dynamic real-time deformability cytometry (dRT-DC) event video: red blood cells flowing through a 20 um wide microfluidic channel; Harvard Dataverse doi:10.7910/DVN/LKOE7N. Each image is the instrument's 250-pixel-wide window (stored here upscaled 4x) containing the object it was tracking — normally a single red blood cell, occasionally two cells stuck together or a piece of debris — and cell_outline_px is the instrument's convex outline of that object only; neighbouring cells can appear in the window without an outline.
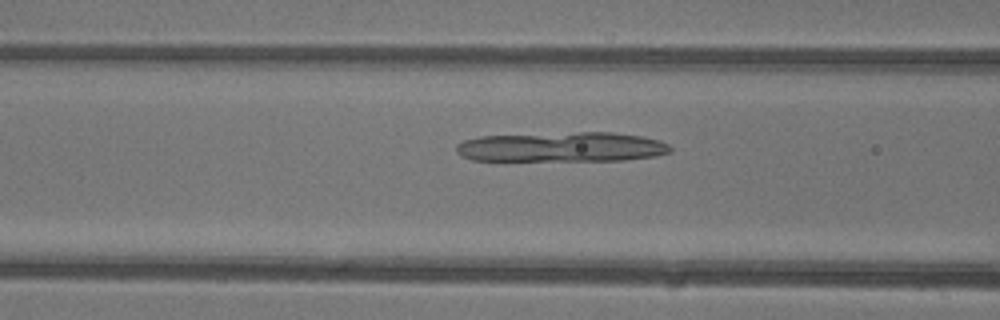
{"species": "common noctule bat (a hibernating species)", "species_latin": "Nyctalus noctula", "temperature_condition": "warm", "stored_images_in_passage": 47, "camera_frame_rate_fps": 3000, "um_per_image_px": 0.085, "animal": {"sex": "female"}, "frame": {"image": 1, "passage_image": 20, "time_ms": 6.333, "image_size_px": [1000, 320], "cell_outline_px": [[672, 152], [656, 156], [624, 160], [472, 160], [460, 156], [456, 152], [456, 144], [464, 140], [480, 136], [580, 132], [612, 132], [640, 136], [660, 140], [668, 144], [672, 148]], "centroid_in_image_um": [47.76, 12.49], "position_along_channel_um": 118.8, "area_um2": 37.22}}
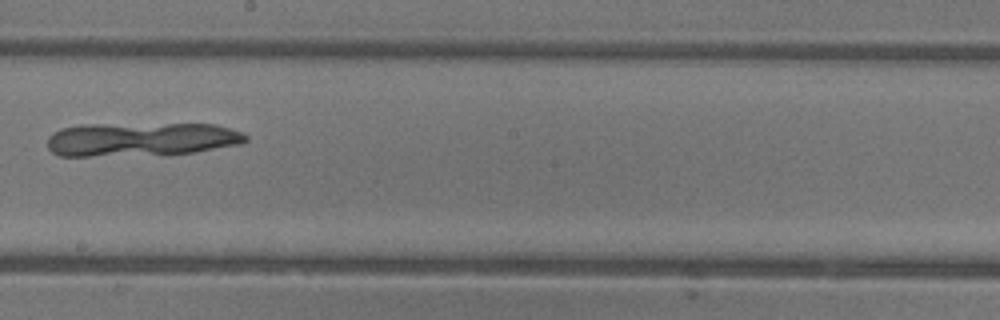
{"frame": {"image": 2, "passage_image": 28, "time_ms": 9.0, "image_size_px": [1000, 320], "cell_outline_px": [[248, 140], [240, 144], [196, 152], [168, 156], [56, 156], [48, 148], [48, 136], [52, 132], [60, 128], [80, 124], [216, 124], [240, 132], [248, 136]], "centroid_in_image_um": [11.97, 11.86], "position_along_channel_um": 236.2, "area_um2": 40.06}}
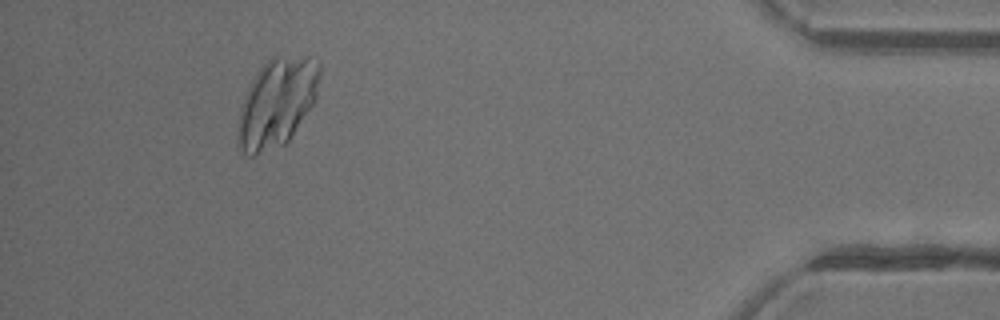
{"frame": {"image": 3, "passage_image": 44, "time_ms": 14.333, "image_size_px": [1000, 320], "cell_outline_px": [[320, 72], [316, 100], [288, 140], [284, 144], [256, 156], [248, 156], [240, 148], [236, 140], [236, 128], [244, 96], [256, 72], [272, 56], [316, 56], [320, 64]], "centroid_in_image_um": [23.54, 8.71], "position_along_channel_um": 411.7, "area_um2": 42.48}}